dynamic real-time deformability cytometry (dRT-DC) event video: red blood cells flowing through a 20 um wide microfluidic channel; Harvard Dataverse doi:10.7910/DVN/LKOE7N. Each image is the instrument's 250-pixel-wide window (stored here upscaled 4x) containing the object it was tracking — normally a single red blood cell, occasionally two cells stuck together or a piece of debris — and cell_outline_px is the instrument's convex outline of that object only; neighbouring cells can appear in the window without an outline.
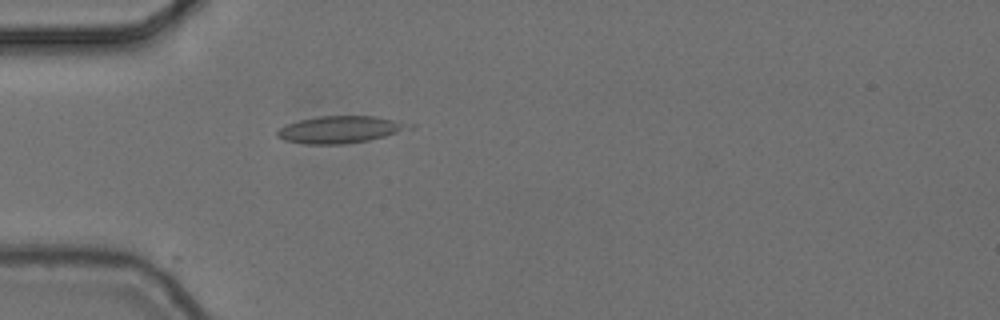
{"species": "common noctule bat (a hibernating species)", "species_latin": "Nyctalus noctula", "temperature_condition": "cold", "stored_images_in_passage": 2, "camera_frame_rate_fps": 3000, "um_per_image_px": 0.085, "animal": {"sex": "female", "body_mass_g": 24.6, "forearm_length_mm": 56.2}, "frame": {"image": 1, "passage_image": 2, "time_ms": 0.333, "image_size_px": [1000, 320], "cell_outline_px": [[416, 124], [412, 128], [384, 136], [368, 140], [344, 144], [304, 144], [284, 140], [276, 136], [276, 132], [284, 124], [300, 120], [320, 116], [372, 116], [400, 120]], "centroid_in_image_um": [28.93, 11.0], "position_along_channel_um": 56.1, "area_um2": 20.92}}